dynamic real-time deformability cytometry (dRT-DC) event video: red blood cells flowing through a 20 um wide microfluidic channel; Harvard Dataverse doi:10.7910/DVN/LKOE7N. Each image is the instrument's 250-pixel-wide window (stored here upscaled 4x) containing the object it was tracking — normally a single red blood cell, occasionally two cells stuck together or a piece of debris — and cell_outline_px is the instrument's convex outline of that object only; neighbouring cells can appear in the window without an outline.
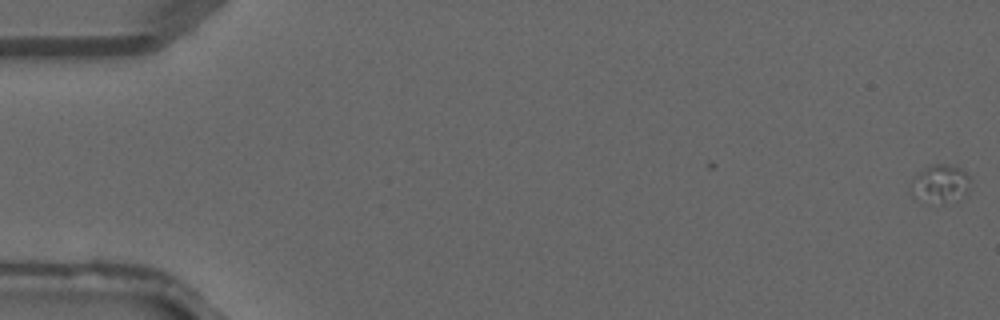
{"species": "common noctule bat (a hibernating species)", "species_latin": "Nyctalus noctula", "temperature_condition": "warm", "stored_images_in_passage": 30, "camera_frame_rate_fps": 3000, "um_per_image_px": 0.085, "animal": {"sex": "male", "forearm_length_mm": 52.5}, "frame": {"image": 1, "passage_image": 1, "time_ms": 0.0, "image_size_px": [1000, 320], "cell_outline_px": [[972, 180], [968, 192], [964, 196], [944, 204], [920, 204], [908, 192], [912, 180], [928, 164], [948, 164], [960, 168]], "centroid_in_image_um": [79.87, 15.68], "position_along_channel_um": 5.1, "area_um2": 13.99}}